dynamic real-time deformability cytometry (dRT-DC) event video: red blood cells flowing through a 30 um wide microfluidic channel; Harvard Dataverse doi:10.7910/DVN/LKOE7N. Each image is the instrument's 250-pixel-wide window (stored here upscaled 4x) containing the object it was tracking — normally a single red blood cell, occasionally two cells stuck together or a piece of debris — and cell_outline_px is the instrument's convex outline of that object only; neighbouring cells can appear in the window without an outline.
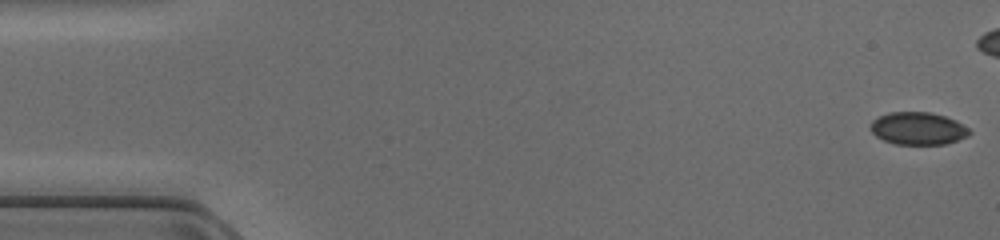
{"species": "common noctule bat (a hibernating species)", "species_latin": "Nyctalus noctula", "temperature_condition": "cold", "stored_images_in_passage": 38, "camera_frame_rate_fps": 3000, "um_per_image_px": 0.085, "animal": {"sex": "female", "body_mass_g": 17.0, "forearm_length_mm": 48.0}, "frame": {"image": 1, "passage_image": 1, "time_ms": 0.0, "image_size_px": [1000, 240], "cell_outline_px": [[972, 132], [968, 136], [944, 144], [896, 144], [884, 140], [876, 136], [872, 132], [872, 120], [888, 112], [932, 112], [956, 120], [968, 128]], "centroid_in_image_um": [78.05, 10.91], "position_along_channel_um": 7.0, "area_um2": 18.61}}
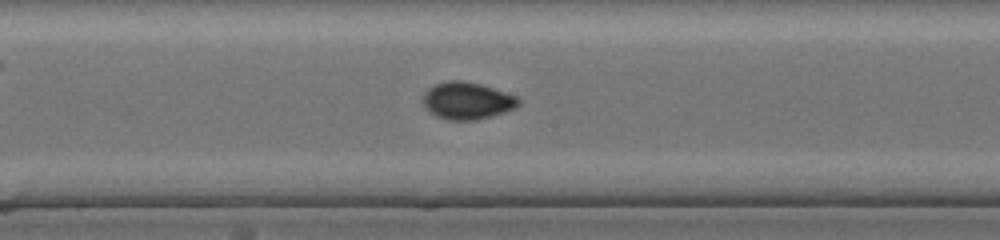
{"frame": {"image": 2, "passage_image": 25, "time_ms": 8.0, "image_size_px": [1000, 240], "cell_outline_px": [[520, 104], [516, 108], [492, 116], [476, 120], [448, 120], [436, 116], [428, 112], [424, 108], [420, 100], [420, 96], [428, 88], [436, 84], [448, 80], [464, 80], [480, 84], [516, 96], [520, 100]], "centroid_in_image_um": [39.64, 8.56], "position_along_channel_um": 208.6, "area_um2": 21.04}}
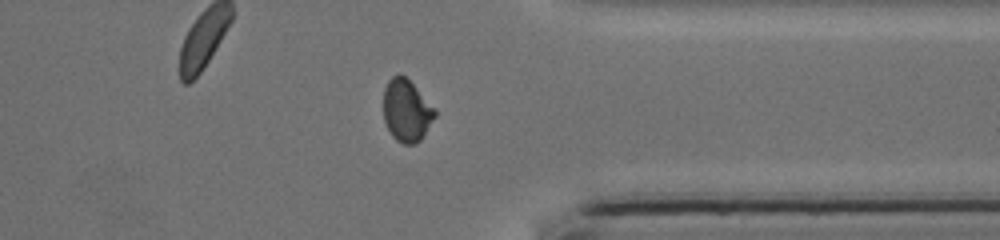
{"frame": {"image": 3, "passage_image": 37, "time_ms": 12.0, "image_size_px": [1000, 240], "cell_outline_px": [[436, 116], [420, 140], [416, 144], [404, 144], [396, 140], [392, 136], [384, 120], [384, 88], [388, 80], [392, 76], [400, 72], [436, 108]], "centroid_in_image_um": [34.56, 9.39], "position_along_channel_um": 376.8, "area_um2": 18.61}}